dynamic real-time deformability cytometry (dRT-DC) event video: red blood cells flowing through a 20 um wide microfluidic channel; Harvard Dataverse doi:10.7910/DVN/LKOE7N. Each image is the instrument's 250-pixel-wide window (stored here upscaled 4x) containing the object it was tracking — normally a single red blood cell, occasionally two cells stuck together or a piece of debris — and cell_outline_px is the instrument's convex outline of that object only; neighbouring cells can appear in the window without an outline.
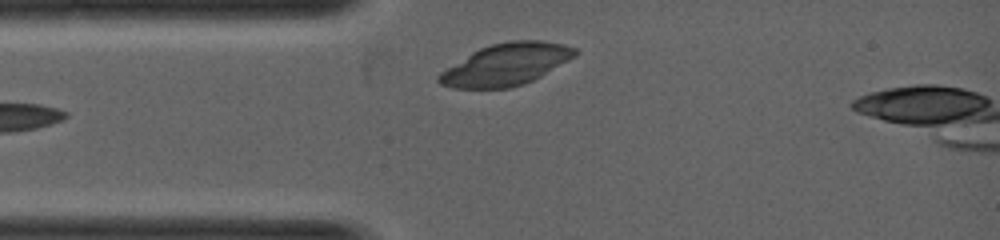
{"species": "common noctule bat (a hibernating species)", "species_latin": "Nyctalus noctula", "temperature_condition": "warm", "stored_images_in_passage": 27, "camera_frame_rate_fps": 5000, "um_per_image_px": 0.085, "animal": {"sex": "female", "body_mass_g": 19.0, "forearm_length_mm": 53.3}, "frame": {"image": 1, "passage_image": 2, "time_ms": 0.2, "image_size_px": [1000, 240], "cell_outline_px": [[580, 52], [576, 56], [540, 76], [524, 84], [508, 88], [452, 88], [440, 84], [436, 80], [436, 76], [440, 72], [472, 52], [480, 48], [492, 44], [512, 40], [540, 40], [564, 44], [576, 48]], "centroid_in_image_um": [43.02, 5.48], "position_along_channel_um": 42.0, "area_um2": 33.12}}
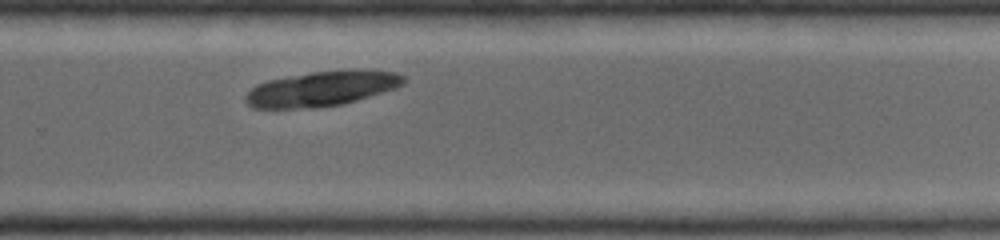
{"frame": {"image": 2, "passage_image": 18, "time_ms": 3.4, "image_size_px": [1000, 240], "cell_outline_px": [[404, 84], [396, 88], [384, 92], [344, 104], [316, 108], [252, 108], [244, 100], [244, 96], [256, 84], [268, 80], [312, 72], [352, 68], [364, 68], [396, 72], [404, 76]], "centroid_in_image_um": [27.4, 7.52], "position_along_channel_um": 302.4, "area_um2": 32.83}}
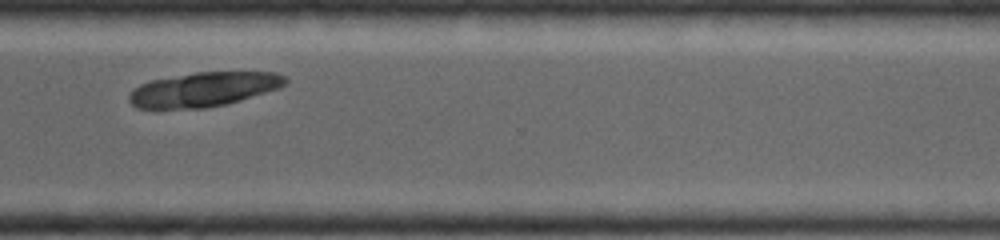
{"frame": {"image": 3, "passage_image": 21, "time_ms": 4.0, "image_size_px": [1000, 240], "cell_outline_px": [[288, 84], [280, 88], [240, 100], [224, 104], [204, 108], [136, 108], [128, 100], [128, 96], [140, 84], [152, 80], [196, 72], [276, 72], [288, 76]], "centroid_in_image_um": [17.38, 7.59], "position_along_channel_um": 353.2, "area_um2": 31.21}}